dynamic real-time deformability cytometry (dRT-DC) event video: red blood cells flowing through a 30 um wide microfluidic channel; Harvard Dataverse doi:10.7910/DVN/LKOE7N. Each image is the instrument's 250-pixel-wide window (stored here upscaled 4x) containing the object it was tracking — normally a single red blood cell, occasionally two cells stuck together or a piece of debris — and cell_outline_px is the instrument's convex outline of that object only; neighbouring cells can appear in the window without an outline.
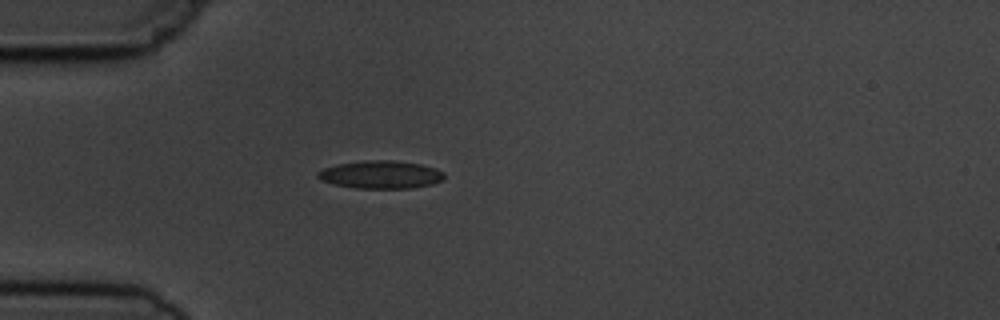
{"species": "common noctule bat (a hibernating species)", "species_latin": "Nyctalus noctula", "temperature_condition": "cold", "stored_images_in_passage": 1, "camera_frame_rate_fps": 3000, "um_per_image_px": 0.085, "animal": {"sex": "male", "body_mass_g": 19.5, "forearm_length_mm": 54.6}, "frame": {"image": 1, "passage_image": 1, "time_ms": 0.0, "image_size_px": [1000, 320], "cell_outline_px": [[444, 180], [432, 184], [408, 188], [356, 188], [332, 184], [320, 180], [316, 176], [316, 172], [324, 168], [336, 164], [364, 160], [392, 160], [420, 164], [436, 168], [444, 172]], "centroid_in_image_um": [32.34, 14.84], "position_along_channel_um": 52.7, "area_um2": 20.69}}